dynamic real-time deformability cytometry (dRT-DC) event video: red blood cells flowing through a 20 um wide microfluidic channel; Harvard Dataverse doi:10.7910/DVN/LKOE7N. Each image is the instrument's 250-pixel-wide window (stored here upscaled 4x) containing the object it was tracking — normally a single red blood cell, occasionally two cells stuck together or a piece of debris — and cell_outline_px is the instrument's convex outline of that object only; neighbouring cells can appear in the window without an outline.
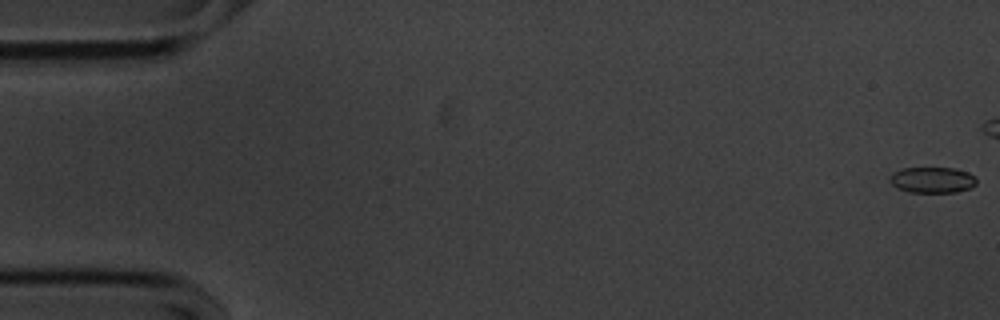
{"species": "common noctule bat (a hibernating species)", "species_latin": "Nyctalus noctula", "temperature_condition": "cold", "stored_images_in_passage": 45, "camera_frame_rate_fps": 3000, "um_per_image_px": 0.085, "animal": {"sex": "male", "body_mass_g": 20.1, "forearm_length_mm": 53.5}, "frame": {"image": 1, "passage_image": 1, "time_ms": 0.0, "image_size_px": [1000, 320], "cell_outline_px": [[976, 184], [972, 188], [956, 192], [908, 192], [896, 188], [888, 180], [888, 176], [892, 172], [900, 168], [952, 168], [968, 172], [976, 176]], "centroid_in_image_um": [79.22, 15.29], "position_along_channel_um": 5.8, "area_um2": 13.35}}
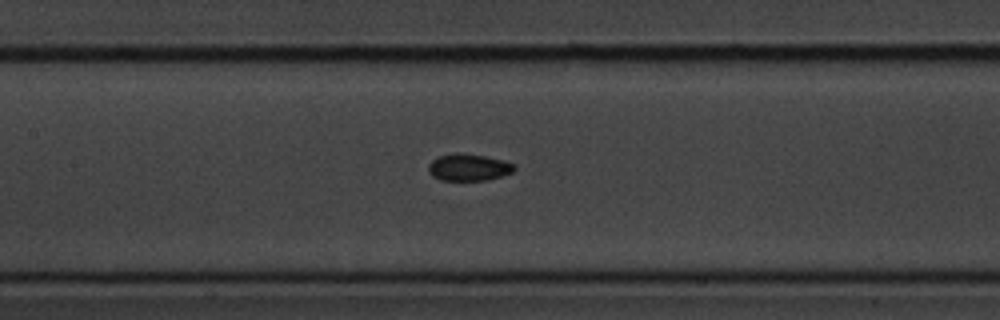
{"frame": {"image": 2, "passage_image": 26, "time_ms": 8.333, "image_size_px": [1000, 320], "cell_outline_px": [[516, 168], [512, 172], [488, 180], [440, 180], [432, 176], [428, 172], [428, 164], [432, 160], [440, 156], [456, 152], [460, 152], [484, 156], [504, 160], [516, 164]], "centroid_in_image_um": [39.83, 14.22], "position_along_channel_um": 167.6, "area_um2": 13.58}}
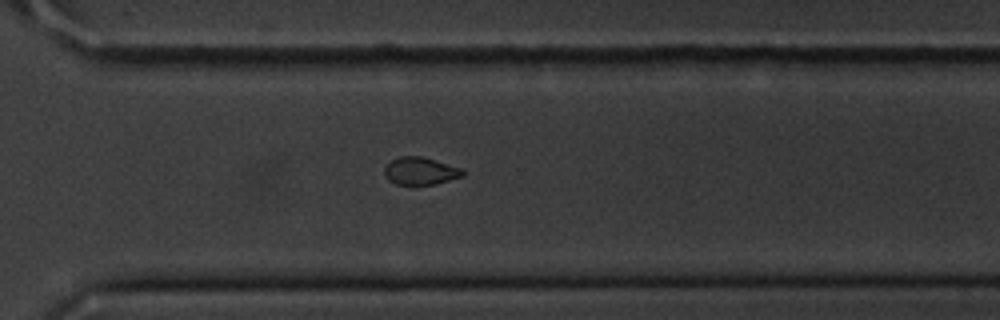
{"frame": {"image": 3, "passage_image": 40, "time_ms": 13.0, "image_size_px": [1000, 320], "cell_outline_px": [[464, 176], [436, 184], [396, 184], [388, 180], [384, 176], [384, 168], [392, 160], [400, 156], [420, 156], [464, 168]], "centroid_in_image_um": [35.75, 14.53], "position_along_channel_um": 334.8, "area_um2": 12.6}}